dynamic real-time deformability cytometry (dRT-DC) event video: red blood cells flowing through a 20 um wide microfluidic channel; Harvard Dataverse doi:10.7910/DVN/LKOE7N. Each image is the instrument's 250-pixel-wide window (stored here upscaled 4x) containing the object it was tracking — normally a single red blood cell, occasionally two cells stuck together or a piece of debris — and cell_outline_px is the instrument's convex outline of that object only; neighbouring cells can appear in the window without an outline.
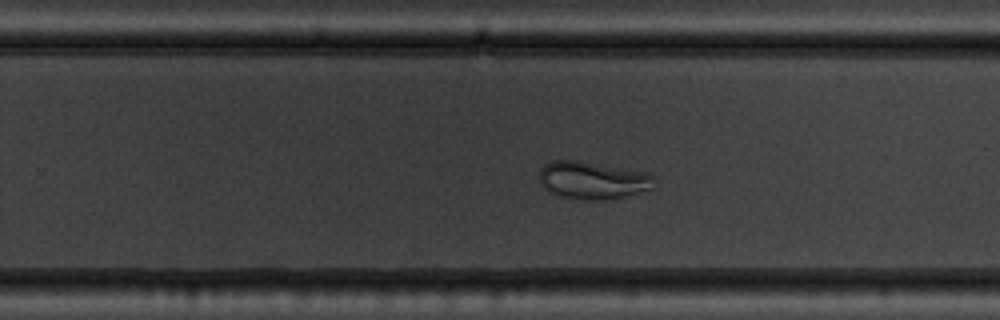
{"species": "common noctule bat (a hibernating species)", "species_latin": "Nyctalus noctula", "temperature_condition": "warm", "stored_images_in_passage": 43, "camera_frame_rate_fps": 3000, "um_per_image_px": 0.085, "animal": {"sex": "male", "body_mass_g": 19.5, "forearm_length_mm": 54.6}, "frame": {"image": 1, "passage_image": 22, "time_ms": 7.0, "image_size_px": [1000, 320], "cell_outline_px": [[656, 188], [608, 200], [576, 200], [556, 196], [548, 192], [540, 184], [540, 168], [544, 164], [552, 160], [580, 160], [648, 172], [652, 176]], "centroid_in_image_um": [50.35, 15.33], "position_along_channel_um": 279.4, "area_um2": 25.84}}
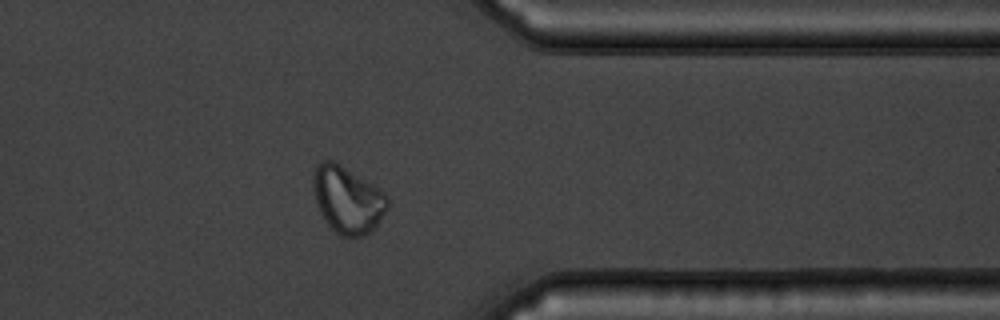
{"frame": {"image": 2, "passage_image": 31, "time_ms": 10.0, "image_size_px": [1000, 320], "cell_outline_px": [[388, 208], [376, 228], [372, 232], [364, 236], [340, 236], [324, 220], [320, 212], [316, 200], [312, 184], [312, 176], [316, 164], [324, 160], [332, 160], [372, 184], [384, 192], [388, 196]], "centroid_in_image_um": [29.55, 16.99], "position_along_channel_um": 381.9, "area_um2": 28.96}}
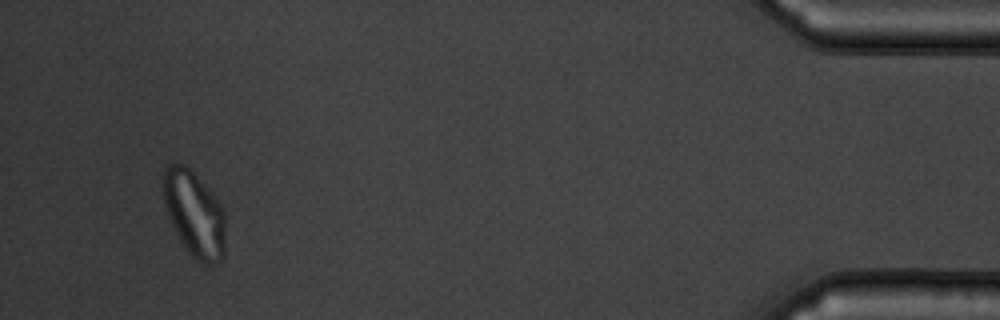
{"frame": {"image": 3, "passage_image": 39, "time_ms": 12.667, "image_size_px": [1000, 320], "cell_outline_px": [[224, 256], [216, 264], [200, 264], [188, 252], [176, 232], [168, 216], [164, 204], [160, 184], [164, 168], [168, 164], [176, 160], [184, 164], [192, 172], [220, 204], [224, 212]], "centroid_in_image_um": [16.46, 18.15], "position_along_channel_um": 418.7, "area_um2": 31.15}, "authors_computed_cell_mechanics": {"area_um2": 28.2642, "velocity_mm_per_s": 3.654, "shape_relaxation_time_tau1_ms": 8.0939, "shape_relaxation_time_tau2_ms": null, "deformation_change_tau1": 0.1821, "deformation_change_tau2": null}}